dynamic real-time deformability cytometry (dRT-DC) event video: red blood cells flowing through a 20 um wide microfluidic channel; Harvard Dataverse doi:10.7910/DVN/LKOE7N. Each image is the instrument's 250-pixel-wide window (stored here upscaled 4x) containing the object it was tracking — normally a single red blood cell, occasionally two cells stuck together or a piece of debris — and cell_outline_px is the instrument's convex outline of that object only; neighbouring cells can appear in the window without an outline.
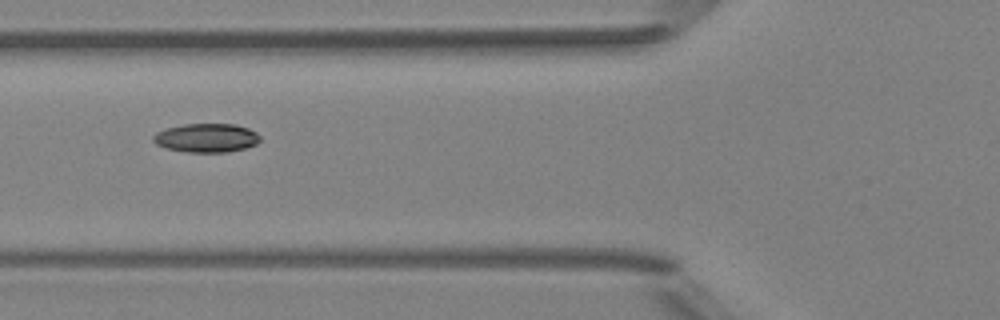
{"species": "Egyptian fruit bat (a non-hibernating species)", "species_latin": "Rousettus aegyptiacus", "temperature_condition": "room temperature", "stored_images_in_passage": 8, "camera_frame_rate_fps": 3000, "um_per_image_px": 0.085, "animal": {"sex": "female"}, "frame": {"image": 1, "passage_image": 6, "time_ms": 6.0, "image_size_px": [1000, 320], "cell_outline_px": [[260, 140], [256, 144], [244, 148], [224, 152], [188, 152], [168, 148], [156, 144], [152, 140], [152, 136], [156, 132], [168, 128], [184, 124], [236, 124], [248, 128], [256, 132], [260, 136]], "centroid_in_image_um": [17.55, 11.71], "position_along_channel_um": 108.3, "area_um2": 17.8}}
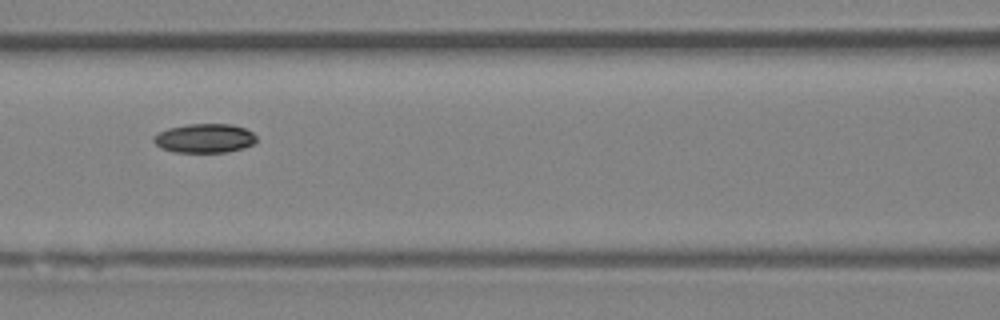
{"frame": {"image": 2, "passage_image": 7, "time_ms": 7.0, "image_size_px": [1000, 320], "cell_outline_px": [[256, 140], [252, 144], [244, 148], [224, 152], [172, 152], [160, 148], [152, 140], [152, 136], [168, 128], [188, 124], [232, 124], [244, 128], [252, 132], [256, 136]], "centroid_in_image_um": [17.36, 11.75], "position_along_channel_um": 149.2, "area_um2": 17.46}}
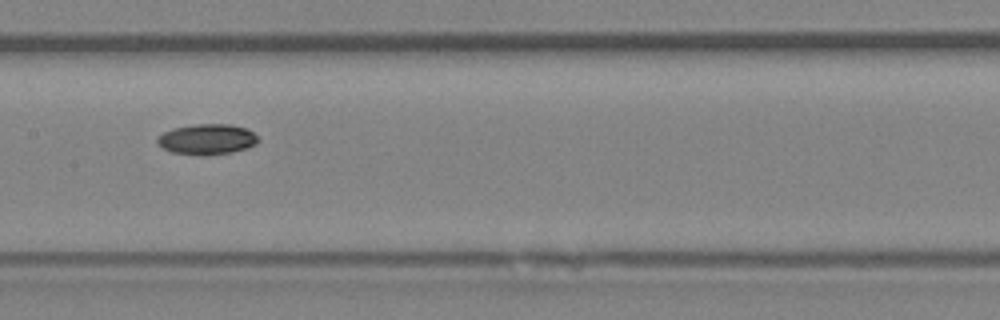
{"frame": {"image": 3, "passage_image": 8, "time_ms": 8.0, "image_size_px": [1000, 320], "cell_outline_px": [[260, 140], [256, 144], [232, 152], [172, 152], [156, 144], [156, 140], [164, 132], [172, 128], [192, 124], [232, 124], [244, 128], [252, 132]], "centroid_in_image_um": [17.59, 11.77], "position_along_channel_um": 189.8, "area_um2": 17.05}}